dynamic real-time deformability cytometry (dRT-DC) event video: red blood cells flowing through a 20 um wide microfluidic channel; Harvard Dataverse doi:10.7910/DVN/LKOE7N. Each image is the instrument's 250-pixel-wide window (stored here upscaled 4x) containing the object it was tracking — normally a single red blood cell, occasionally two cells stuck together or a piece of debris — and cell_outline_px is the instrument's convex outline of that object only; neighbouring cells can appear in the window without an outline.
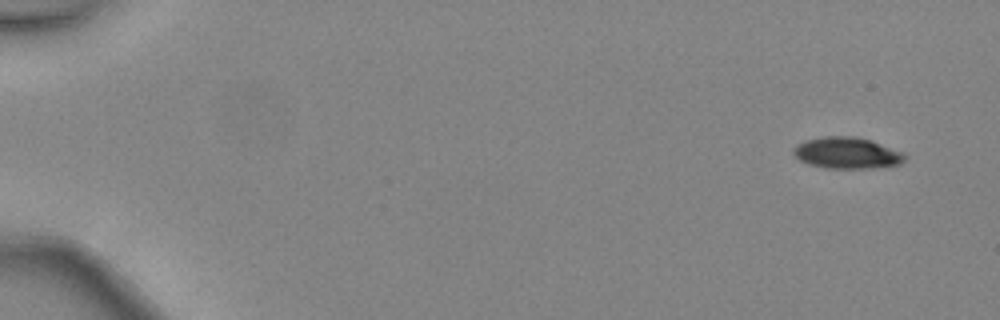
{"species": "common noctule bat (a hibernating species)", "species_latin": "Nyctalus noctula", "temperature_condition": "warm", "stored_images_in_passage": 2, "camera_frame_rate_fps": 3000, "um_per_image_px": 0.085, "animal": {"sex": "female", "body_mass_g": 24.6, "forearm_length_mm": 56.2}, "frame": {"image": 1, "passage_image": 1, "time_ms": 0.0, "image_size_px": [1000, 320], "cell_outline_px": [[908, 156], [900, 164], [872, 168], [828, 168], [808, 164], [800, 160], [792, 152], [792, 148], [796, 144], [804, 140], [824, 136], [852, 136], [872, 140], [904, 152]], "centroid_in_image_um": [72.0, 12.99], "position_along_channel_um": 13.0, "area_um2": 20.58}}